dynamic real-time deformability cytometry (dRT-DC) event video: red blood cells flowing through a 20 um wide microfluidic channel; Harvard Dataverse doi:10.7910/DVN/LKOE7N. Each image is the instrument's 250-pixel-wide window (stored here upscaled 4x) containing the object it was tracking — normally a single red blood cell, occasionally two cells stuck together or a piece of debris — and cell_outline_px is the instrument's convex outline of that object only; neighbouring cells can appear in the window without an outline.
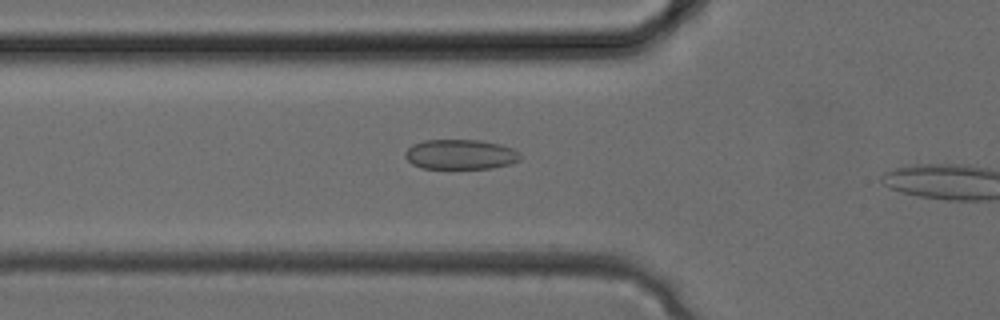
{"species": "common noctule bat (a hibernating species)", "species_latin": "Nyctalus noctula", "temperature_condition": "cold", "stored_images_in_passage": 8, "camera_frame_rate_fps": 3000, "um_per_image_px": 0.085, "animal": {"sex": "female", "body_mass_g": 24.6, "forearm_length_mm": 56.2}, "frame": {"image": 1, "passage_image": 7, "time_ms": 2.0, "image_size_px": [1000, 320], "cell_outline_px": [[520, 160], [512, 164], [492, 168], [420, 168], [412, 164], [404, 156], [404, 152], [412, 144], [424, 140], [480, 140], [500, 144], [512, 148], [520, 152]], "centroid_in_image_um": [39.14, 13.12], "position_along_channel_um": 86.7, "area_um2": 20.23}}